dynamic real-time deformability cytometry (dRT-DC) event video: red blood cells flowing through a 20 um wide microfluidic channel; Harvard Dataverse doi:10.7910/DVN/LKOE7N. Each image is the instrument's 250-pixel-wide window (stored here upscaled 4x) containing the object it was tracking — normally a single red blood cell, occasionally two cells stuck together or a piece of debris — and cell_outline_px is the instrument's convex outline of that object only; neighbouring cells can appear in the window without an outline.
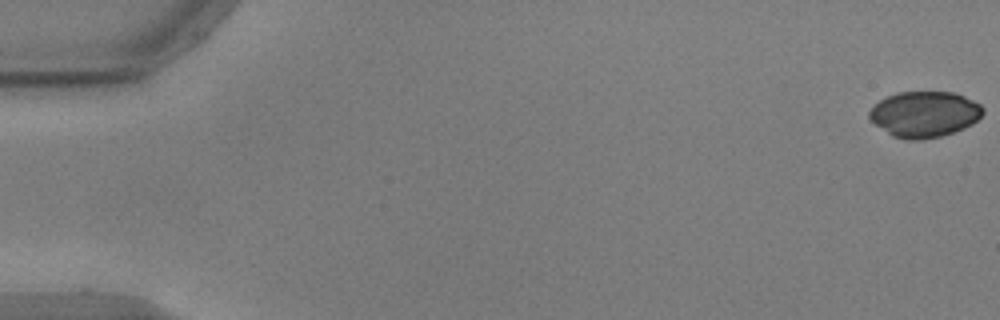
{"species": "common noctule bat (a hibernating species)", "species_latin": "Nyctalus noctula", "temperature_condition": "warm", "stored_images_in_passage": 16, "camera_frame_rate_fps": 3000, "um_per_image_px": 0.085, "animal": {"sex": "male", "body_mass_g": 17.9, "forearm_length_mm": 54.2}, "frame": {"image": 1, "passage_image": 1, "time_ms": 0.0, "image_size_px": [1000, 320], "cell_outline_px": [[984, 112], [972, 124], [964, 128], [940, 136], [920, 140], [904, 140], [892, 136], [876, 124], [868, 116], [868, 112], [872, 104], [896, 92], [952, 92], [964, 96], [980, 104], [984, 108]], "centroid_in_image_um": [78.55, 9.7], "position_along_channel_um": 6.4, "area_um2": 30.35}}
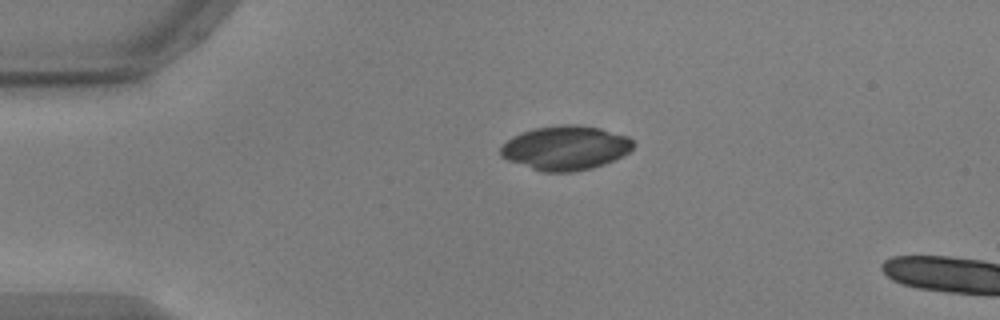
{"frame": {"image": 2, "passage_image": 13, "time_ms": 4.0, "image_size_px": [1000, 320], "cell_outline_px": [[636, 144], [624, 156], [604, 164], [592, 168], [572, 172], [544, 172], [508, 160], [500, 156], [500, 148], [512, 136], [536, 128], [564, 124], [580, 124], [600, 128], [628, 136]], "centroid_in_image_um": [48.11, 12.57], "position_along_channel_um": 36.9, "area_um2": 34.16}}